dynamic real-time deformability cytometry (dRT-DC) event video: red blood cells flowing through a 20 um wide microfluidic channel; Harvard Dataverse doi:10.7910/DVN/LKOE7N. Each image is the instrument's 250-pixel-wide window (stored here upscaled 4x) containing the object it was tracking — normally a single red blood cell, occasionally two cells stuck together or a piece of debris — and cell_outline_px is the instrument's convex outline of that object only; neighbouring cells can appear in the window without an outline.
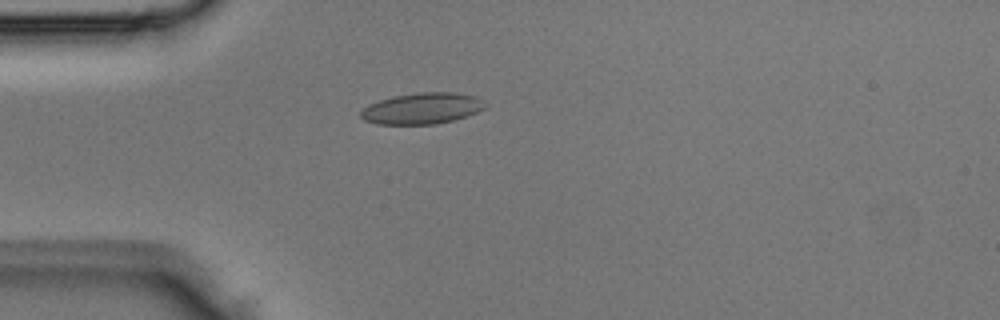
{"species": "Egyptian fruit bat (a non-hibernating species)", "species_latin": "Rousettus aegyptiacus", "temperature_condition": "room temperature", "stored_images_in_passage": 3, "camera_frame_rate_fps": 3000, "um_per_image_px": 0.085, "animal": {"sex": "male"}, "frame": {"image": 1, "passage_image": 3, "time_ms": 0.667, "image_size_px": [1000, 320], "cell_outline_px": [[484, 108], [476, 112], [452, 120], [436, 124], [376, 124], [364, 120], [360, 116], [360, 112], [368, 104], [392, 96], [420, 92], [452, 92], [476, 96], [484, 100]], "centroid_in_image_um": [35.84, 9.21], "position_along_channel_um": 49.2, "area_um2": 22.48}}